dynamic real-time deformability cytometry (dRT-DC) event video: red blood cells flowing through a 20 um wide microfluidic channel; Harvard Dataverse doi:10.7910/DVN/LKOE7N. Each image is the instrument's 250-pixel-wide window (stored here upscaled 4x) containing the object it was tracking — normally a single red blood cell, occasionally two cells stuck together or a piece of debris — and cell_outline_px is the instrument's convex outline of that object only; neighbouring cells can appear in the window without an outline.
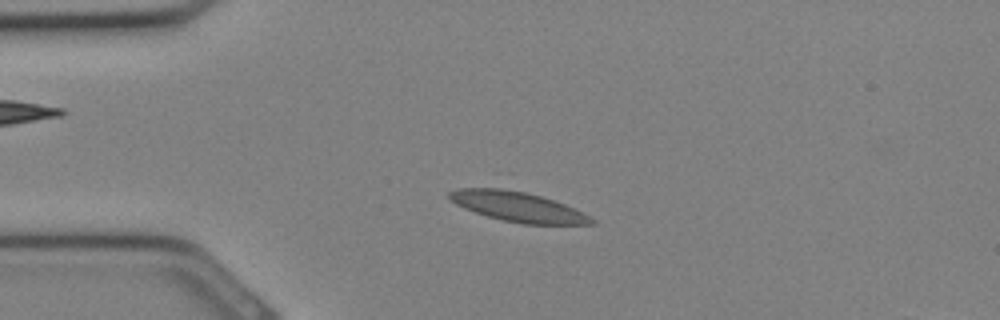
{"species": "Egyptian fruit bat (a non-hibernating species)", "species_latin": "Rousettus aegyptiacus", "temperature_condition": "cold", "stored_images_in_passage": 21, "camera_frame_rate_fps": 3000, "um_per_image_px": 0.085, "animal": {"sex": "female"}, "frame": {"image": 1, "passage_image": 7, "time_ms": 2.0, "image_size_px": [1000, 320], "cell_outline_px": [[596, 224], [524, 224], [504, 220], [488, 216], [464, 208], [456, 204], [448, 196], [448, 192], [456, 188], [508, 188], [528, 192], [564, 204], [596, 220]], "centroid_in_image_um": [43.98, 17.55], "position_along_channel_um": 41.0, "area_um2": 24.45}}
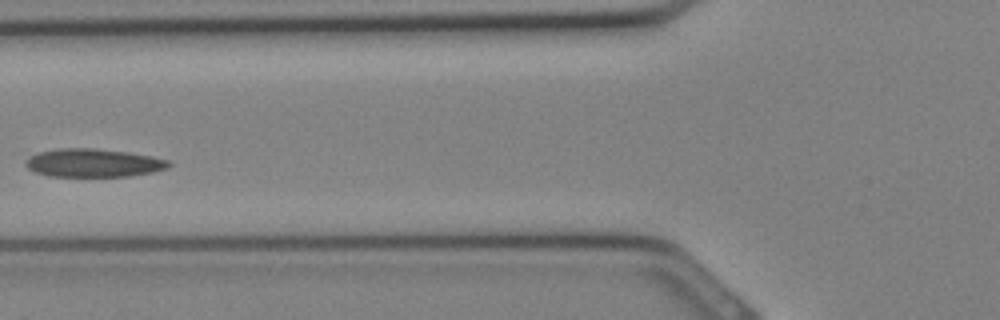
{"frame": {"image": 2, "passage_image": 12, "time_ms": 3.667, "image_size_px": [1000, 320], "cell_outline_px": [[172, 164], [168, 168], [152, 172], [128, 176], [48, 176], [36, 172], [28, 168], [24, 164], [28, 156], [40, 152], [56, 148], [96, 148], [128, 152], [152, 156], [168, 160]], "centroid_in_image_um": [7.93, 13.84], "position_along_channel_um": 117.9, "area_um2": 23.64}}
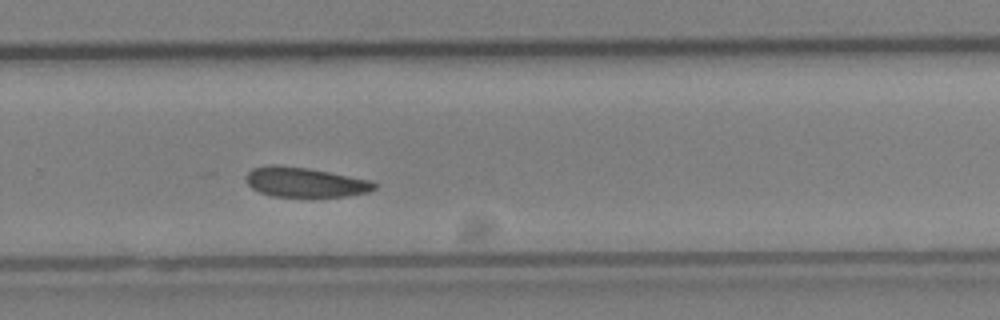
{"frame": {"image": 3, "passage_image": 21, "time_ms": 6.667, "image_size_px": [1000, 320], "cell_outline_px": [[376, 188], [368, 192], [348, 196], [272, 196], [260, 192], [252, 188], [248, 184], [248, 172], [252, 168], [272, 164], [276, 164], [308, 168], [372, 180], [376, 184]], "centroid_in_image_um": [25.95, 15.48], "position_along_channel_um": 303.8, "area_um2": 22.08}}